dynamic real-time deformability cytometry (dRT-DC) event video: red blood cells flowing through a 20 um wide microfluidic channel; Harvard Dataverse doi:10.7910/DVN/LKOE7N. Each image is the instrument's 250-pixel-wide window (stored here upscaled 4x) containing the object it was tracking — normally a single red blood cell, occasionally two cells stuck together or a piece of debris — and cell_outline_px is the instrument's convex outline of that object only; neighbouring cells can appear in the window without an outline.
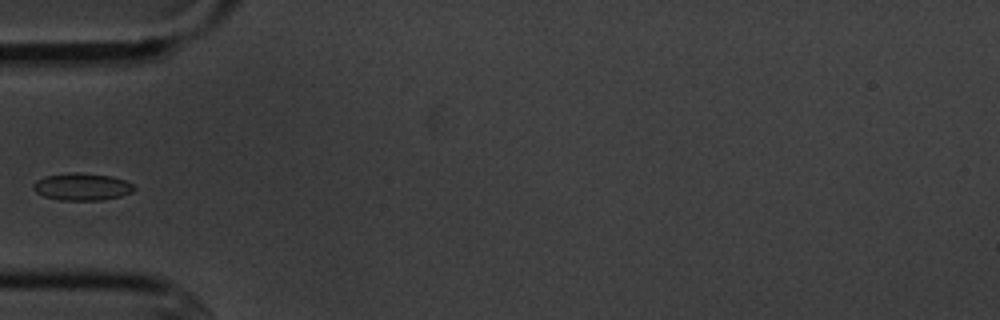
{"species": "common noctule bat (a hibernating species)", "species_latin": "Nyctalus noctula", "temperature_condition": "cold", "stored_images_in_passage": 7, "camera_frame_rate_fps": 3000, "um_per_image_px": 0.085, "animal": {"sex": "male", "body_mass_g": 20.1, "forearm_length_mm": 53.5}, "frame": {"image": 1, "passage_image": 6, "time_ms": 5.667, "image_size_px": [1000, 320], "cell_outline_px": [[136, 188], [132, 192], [120, 196], [100, 200], [60, 200], [44, 196], [36, 192], [32, 188], [32, 184], [36, 180], [44, 176], [68, 172], [76, 172], [112, 176], [124, 180], [132, 184]], "centroid_in_image_um": [6.94, 15.86], "position_along_channel_um": 78.1, "area_um2": 16.07}}
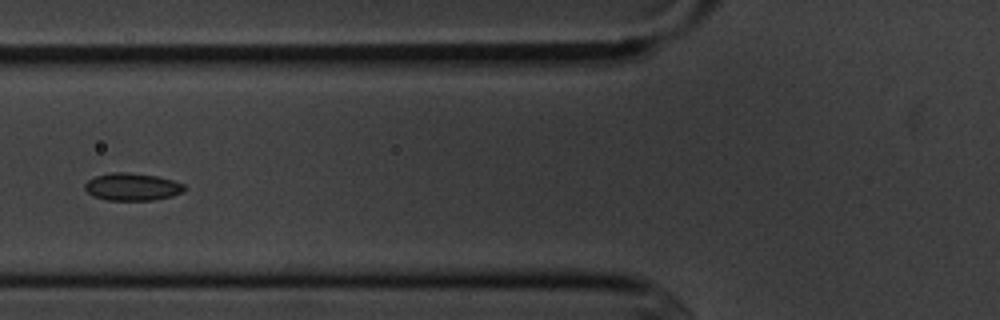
{"frame": {"image": 2, "passage_image": 7, "time_ms": 6.667, "image_size_px": [1000, 320], "cell_outline_px": [[188, 188], [184, 192], [172, 196], [152, 200], [108, 200], [92, 196], [84, 188], [84, 184], [88, 180], [96, 176], [112, 172], [128, 172], [156, 176], [172, 180], [184, 184]], "centroid_in_image_um": [11.26, 15.88], "position_along_channel_um": 114.5, "area_um2": 16.01}}